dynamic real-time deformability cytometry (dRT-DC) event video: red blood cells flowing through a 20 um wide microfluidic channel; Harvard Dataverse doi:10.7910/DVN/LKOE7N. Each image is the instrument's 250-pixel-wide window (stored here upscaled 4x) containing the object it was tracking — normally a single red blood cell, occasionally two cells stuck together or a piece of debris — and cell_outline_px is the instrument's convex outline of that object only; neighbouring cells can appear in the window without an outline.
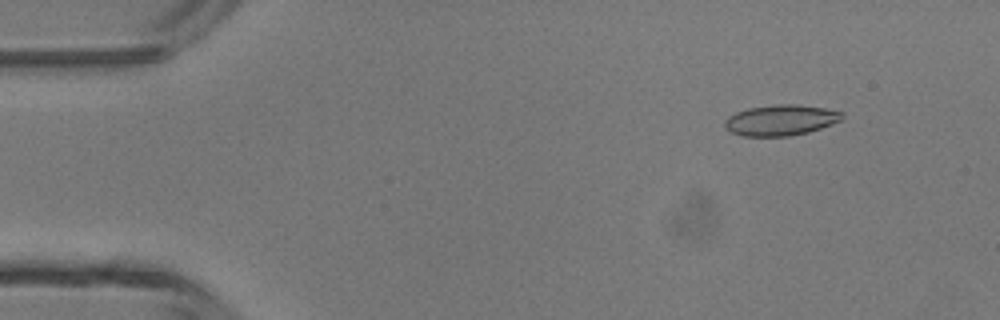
{"species": "common noctule bat (a hibernating species)", "species_latin": "Nyctalus noctula", "temperature_condition": "room temperature", "stored_images_in_passage": 12, "camera_frame_rate_fps": 3000, "um_per_image_px": 0.085, "animal": {"sex": "male", "body_mass_g": 13.3}, "frame": {"image": 1, "passage_image": 2, "time_ms": 0.333, "image_size_px": [1000, 320], "cell_outline_px": [[844, 116], [840, 120], [832, 124], [808, 132], [788, 136], [744, 136], [728, 132], [724, 128], [724, 120], [728, 116], [736, 112], [748, 108], [776, 104], [796, 104], [824, 108], [844, 112]], "centroid_in_image_um": [66.33, 10.21], "position_along_channel_um": 18.7, "area_um2": 21.15}}
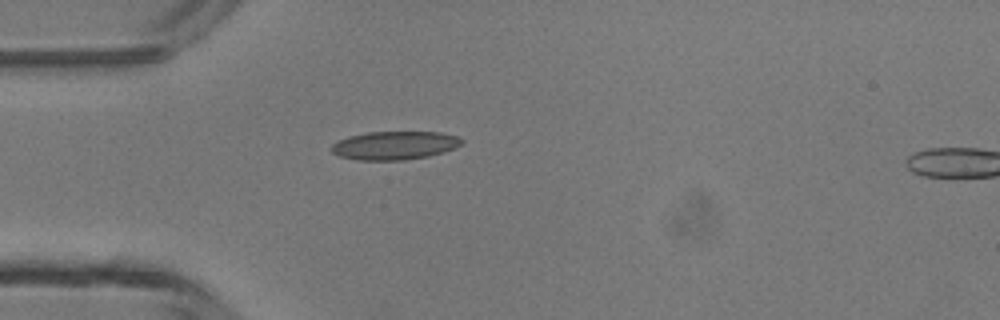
{"frame": {"image": 2, "passage_image": 10, "time_ms": 3.0, "image_size_px": [1000, 320], "cell_outline_px": [[464, 144], [444, 152], [428, 156], [404, 160], [356, 160], [340, 156], [332, 152], [332, 144], [348, 136], [368, 132], [440, 132], [456, 136], [464, 140]], "centroid_in_image_um": [33.57, 12.36], "position_along_channel_um": 51.4, "area_um2": 21.56}}